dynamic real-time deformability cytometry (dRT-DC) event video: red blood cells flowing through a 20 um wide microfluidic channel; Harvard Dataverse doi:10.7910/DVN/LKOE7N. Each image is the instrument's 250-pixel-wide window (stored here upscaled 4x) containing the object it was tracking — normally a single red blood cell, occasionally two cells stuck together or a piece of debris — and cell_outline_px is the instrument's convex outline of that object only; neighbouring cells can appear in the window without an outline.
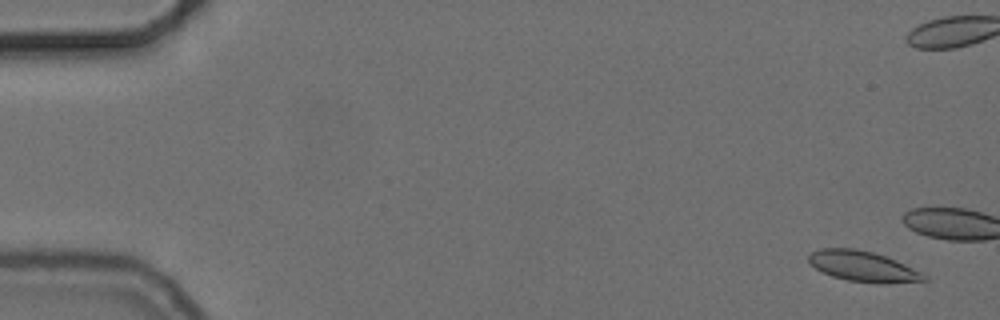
{"species": "common noctule bat (a hibernating species)", "species_latin": "Nyctalus noctula", "temperature_condition": "cold", "stored_images_in_passage": 17, "camera_frame_rate_fps": 3000, "um_per_image_px": 0.085, "animal": {"sex": "female", "body_mass_g": 24.6, "forearm_length_mm": 56.2}, "frame": {"image": 1, "passage_image": 3, "time_ms": 0.667, "image_size_px": [1000, 320], "cell_outline_px": [[928, 280], [884, 284], [880, 284], [848, 280], [832, 276], [816, 268], [808, 260], [808, 256], [812, 252], [820, 248], [856, 248], [872, 252], [896, 260], [928, 276]], "centroid_in_image_um": [73.37, 22.64], "position_along_channel_um": 11.6, "area_um2": 20.35}}